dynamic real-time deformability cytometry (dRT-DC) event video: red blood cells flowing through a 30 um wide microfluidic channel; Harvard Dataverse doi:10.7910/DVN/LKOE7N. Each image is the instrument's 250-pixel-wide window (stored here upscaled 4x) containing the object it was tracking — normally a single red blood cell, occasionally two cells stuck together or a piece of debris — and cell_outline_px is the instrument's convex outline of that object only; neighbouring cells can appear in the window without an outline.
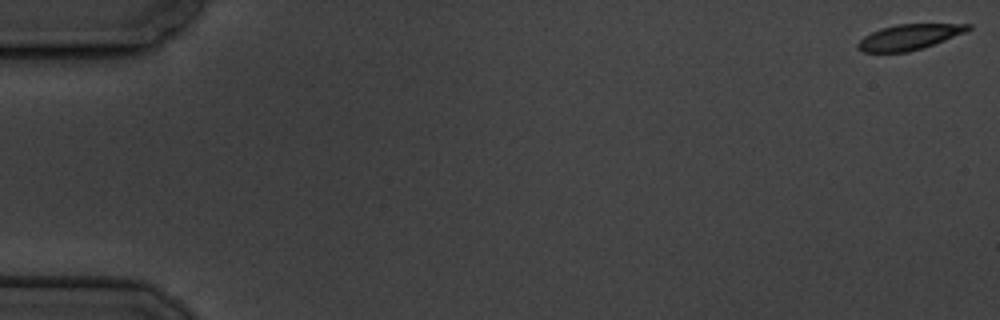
{"species": "common noctule bat (a hibernating species)", "species_latin": "Nyctalus noctula", "temperature_condition": "cold", "stored_images_in_passage": 5, "camera_frame_rate_fps": 3000, "um_per_image_px": 0.085, "animal": {"sex": "male", "body_mass_g": 19.5, "forearm_length_mm": 54.6}, "frame": {"image": 1, "passage_image": 1, "time_ms": 0.0, "image_size_px": [1000, 320], "cell_outline_px": [[972, 28], [968, 32], [908, 52], [864, 52], [856, 48], [856, 44], [864, 36], [880, 28], [896, 24], [972, 24]], "centroid_in_image_um": [77.27, 3.14], "position_along_channel_um": 7.7, "area_um2": 16.3}}
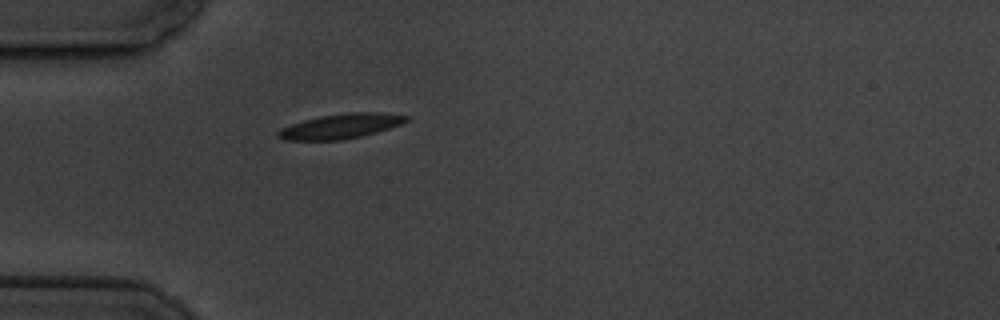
{"frame": {"image": 2, "passage_image": 5, "time_ms": 5.667, "image_size_px": [1000, 320], "cell_outline_px": [[408, 120], [400, 124], [376, 132], [360, 136], [340, 140], [284, 140], [276, 136], [276, 132], [280, 128], [304, 120], [320, 116], [352, 112], [380, 112], [408, 116]], "centroid_in_image_um": [28.91, 10.73], "position_along_channel_um": 56.1, "area_um2": 18.32}}